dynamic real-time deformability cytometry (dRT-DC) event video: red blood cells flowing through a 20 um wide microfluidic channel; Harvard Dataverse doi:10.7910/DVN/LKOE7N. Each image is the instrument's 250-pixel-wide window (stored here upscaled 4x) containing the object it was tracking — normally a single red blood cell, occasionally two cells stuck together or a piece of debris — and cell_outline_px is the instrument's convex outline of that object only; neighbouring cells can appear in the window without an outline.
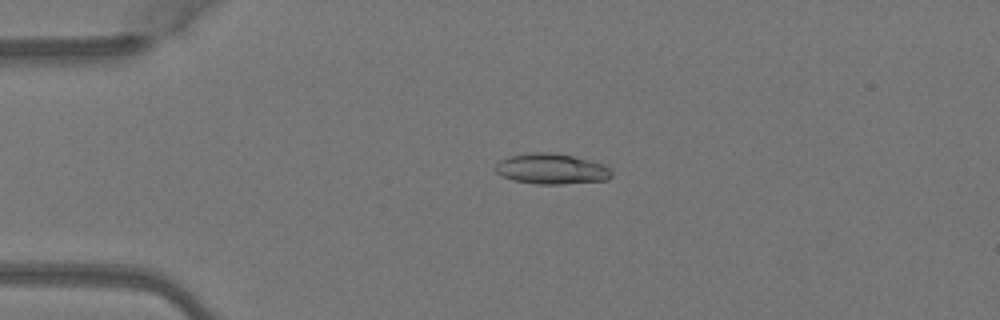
{"species": "Egyptian fruit bat (a non-hibernating species)", "species_latin": "Rousettus aegyptiacus", "temperature_condition": "warm", "stored_images_in_passage": 5, "camera_frame_rate_fps": 3000, "um_per_image_px": 0.085, "animal": {"sex": "female"}, "frame": {"image": 1, "passage_image": 3, "time_ms": 0.667, "image_size_px": [1000, 320], "cell_outline_px": [[612, 176], [608, 180], [564, 184], [536, 184], [512, 180], [500, 176], [492, 168], [500, 160], [508, 156], [536, 152], [548, 152], [572, 156], [604, 164], [612, 168]], "centroid_in_image_um": [46.87, 14.37], "position_along_channel_um": 38.1, "area_um2": 20.92}}
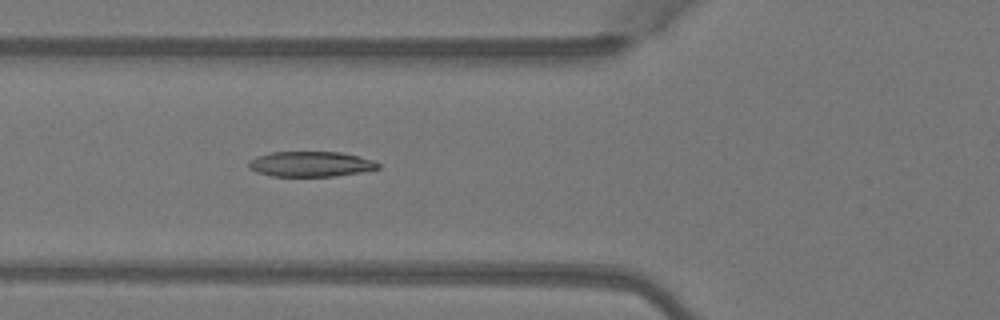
{"frame": {"image": 2, "passage_image": 5, "time_ms": 1.333, "image_size_px": [1000, 320], "cell_outline_px": [[380, 168], [364, 172], [336, 176], [272, 176], [256, 172], [248, 168], [248, 160], [256, 156], [272, 152], [340, 152], [376, 160], [380, 164]], "centroid_in_image_um": [26.42, 13.95], "position_along_channel_um": 99.4, "area_um2": 19.31}}